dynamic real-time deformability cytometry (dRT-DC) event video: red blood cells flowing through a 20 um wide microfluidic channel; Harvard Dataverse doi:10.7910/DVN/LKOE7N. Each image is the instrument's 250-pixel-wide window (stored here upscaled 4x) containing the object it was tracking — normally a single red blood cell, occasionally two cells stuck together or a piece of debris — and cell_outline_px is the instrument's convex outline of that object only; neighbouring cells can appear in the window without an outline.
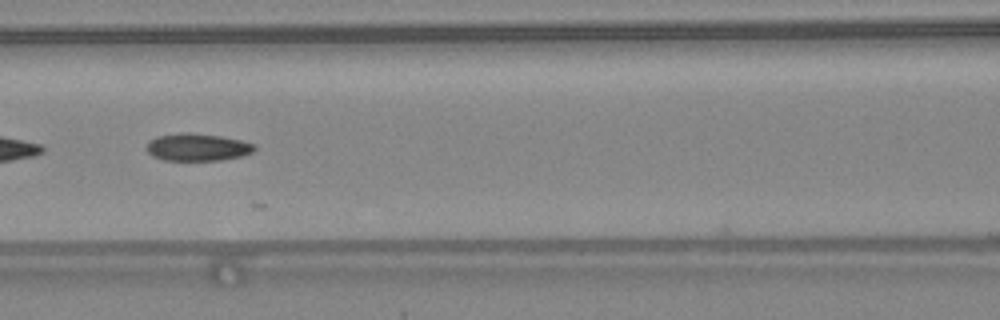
{"species": "common noctule bat (a hibernating species)", "species_latin": "Nyctalus noctula", "temperature_condition": "warm", "stored_images_in_passage": 11, "camera_frame_rate_fps": 3000, "um_per_image_px": 0.085, "animal": {"sex": "female", "body_mass_g": 24.6, "forearm_length_mm": 56.2}, "frame": {"image": 1, "passage_image": 8, "time_ms": 2.333, "image_size_px": [1000, 320], "cell_outline_px": [[256, 148], [252, 152], [240, 156], [220, 160], [164, 160], [152, 156], [148, 152], [148, 140], [156, 136], [184, 132], [188, 132], [220, 136], [240, 140], [252, 144]], "centroid_in_image_um": [16.74, 12.5], "position_along_channel_um": 149.9, "area_um2": 17.05}}